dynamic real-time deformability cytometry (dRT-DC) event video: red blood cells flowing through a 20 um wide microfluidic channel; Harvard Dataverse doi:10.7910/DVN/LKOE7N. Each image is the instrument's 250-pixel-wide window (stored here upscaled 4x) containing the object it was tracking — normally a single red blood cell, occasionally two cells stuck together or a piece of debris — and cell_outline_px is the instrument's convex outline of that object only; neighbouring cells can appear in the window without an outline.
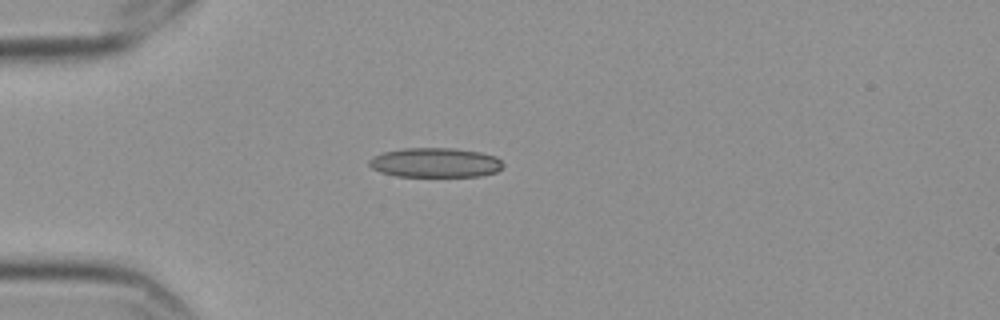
{"species": "Egyptian fruit bat (a non-hibernating species)", "species_latin": "Rousettus aegyptiacus", "temperature_condition": "cold", "stored_images_in_passage": 42, "camera_frame_rate_fps": 3000, "um_per_image_px": 0.085, "frame": {"image": 1, "passage_image": 1, "time_ms": 0.0, "image_size_px": [1000, 320], "cell_outline_px": [[504, 164], [496, 172], [480, 176], [396, 176], [380, 172], [372, 168], [368, 164], [368, 160], [372, 156], [384, 152], [404, 148], [452, 148], [480, 152], [496, 156]], "centroid_in_image_um": [36.97, 13.82], "position_along_channel_um": 48.0, "area_um2": 23.06}}
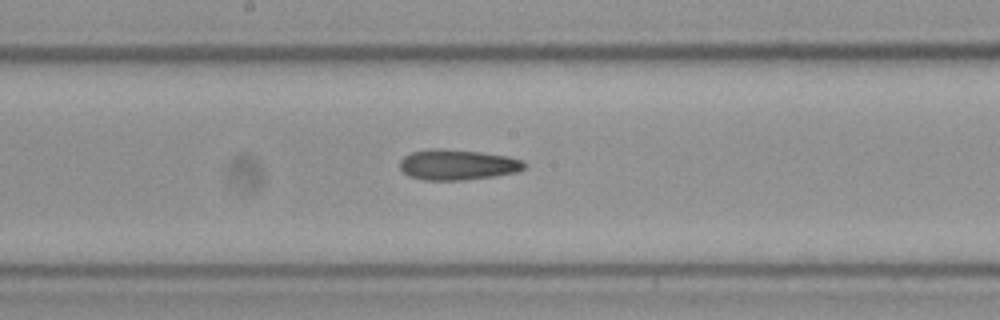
{"frame": {"image": 2, "passage_image": 16, "time_ms": 5.0, "image_size_px": [1000, 320], "cell_outline_px": [[528, 164], [520, 172], [496, 176], [464, 180], [424, 180], [408, 176], [400, 168], [400, 160], [404, 156], [412, 152], [432, 148], [440, 148], [480, 152], [508, 156], [524, 160]], "centroid_in_image_um": [38.93, 14.0], "position_along_channel_um": 209.3, "area_um2": 22.43}}
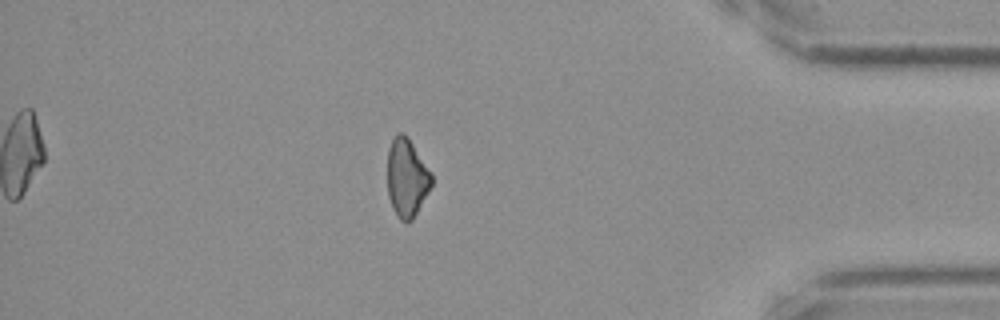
{"frame": {"image": 3, "passage_image": 35, "time_ms": 11.333, "image_size_px": [1000, 320], "cell_outline_px": [[432, 184], [428, 192], [412, 220], [408, 224], [400, 220], [396, 216], [392, 208], [388, 196], [388, 148], [396, 132], [404, 132], [408, 136], [432, 172]], "centroid_in_image_um": [34.58, 15.1], "position_along_channel_um": 400.6, "area_um2": 20.46}}